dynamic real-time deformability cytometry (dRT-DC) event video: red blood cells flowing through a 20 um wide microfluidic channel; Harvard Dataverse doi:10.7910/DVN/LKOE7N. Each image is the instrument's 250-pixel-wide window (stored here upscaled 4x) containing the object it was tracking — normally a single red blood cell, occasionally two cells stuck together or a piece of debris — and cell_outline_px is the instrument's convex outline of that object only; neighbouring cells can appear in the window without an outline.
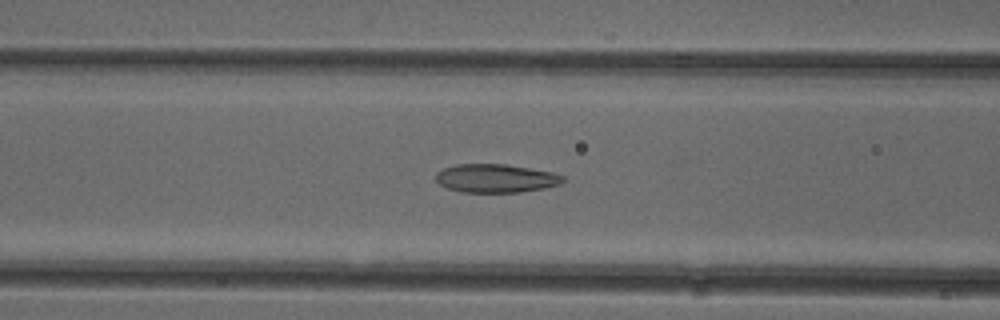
{"species": "common noctule bat (a hibernating species)", "species_latin": "Nyctalus noctula", "temperature_condition": "cold", "stored_images_in_passage": 52, "camera_frame_rate_fps": 3000, "um_per_image_px": 0.085, "animal": {"sex": "female"}, "frame": {"image": 1, "passage_image": 21, "time_ms": 6.667, "image_size_px": [1000, 320], "cell_outline_px": [[564, 180], [560, 184], [544, 188], [520, 192], [460, 192], [448, 188], [440, 184], [436, 180], [436, 172], [444, 168], [456, 164], [504, 164], [552, 172], [564, 176]], "centroid_in_image_um": [42.13, 15.16], "position_along_channel_um": 124.5, "area_um2": 20.98}}
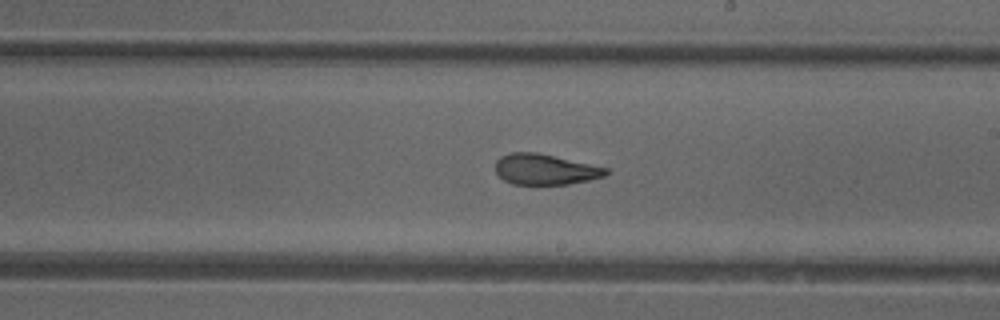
{"frame": {"image": 2, "passage_image": 30, "time_ms": 9.667, "image_size_px": [1000, 320], "cell_outline_px": [[608, 172], [604, 176], [588, 180], [568, 184], [512, 184], [504, 180], [496, 172], [496, 160], [500, 156], [512, 152], [536, 152], [608, 168]], "centroid_in_image_um": [46.31, 14.39], "position_along_channel_um": 242.7, "area_um2": 19.54}}
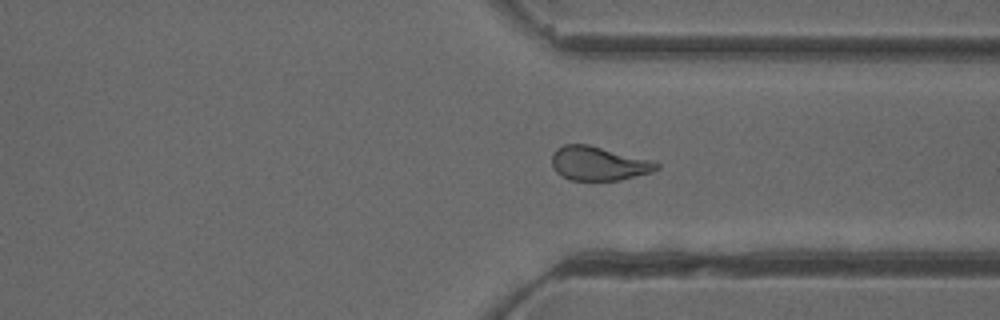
{"frame": {"image": 3, "passage_image": 39, "time_ms": 12.667, "image_size_px": [1000, 320], "cell_outline_px": [[660, 168], [652, 172], [620, 180], [572, 180], [556, 172], [552, 164], [552, 152], [556, 148], [564, 144], [588, 144], [652, 160], [660, 164]], "centroid_in_image_um": [50.89, 13.88], "position_along_channel_um": 360.5, "area_um2": 20.75}, "authors_computed_cell_mechanics": {"area_um2": 21.8484, "velocity_mm_per_s": 3.9403, "shape_relaxation_time_tau1_ms": 8.1039, "shape_relaxation_time_tau2_ms": 2.1656, "deformation_change_tau1": 0.2101, "deformation_change_tau2": 0.0903}}